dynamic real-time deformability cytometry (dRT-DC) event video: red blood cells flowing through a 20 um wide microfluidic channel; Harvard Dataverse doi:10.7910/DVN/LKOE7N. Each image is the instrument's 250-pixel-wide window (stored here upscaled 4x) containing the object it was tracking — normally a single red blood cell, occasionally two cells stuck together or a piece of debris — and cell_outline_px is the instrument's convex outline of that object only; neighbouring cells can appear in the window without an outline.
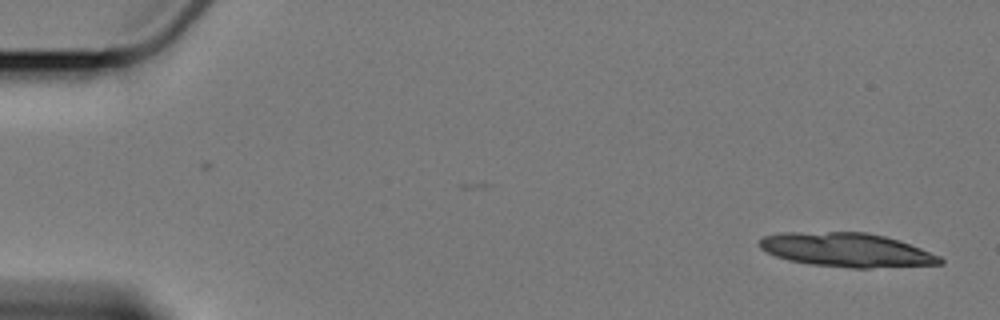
{"species": "Egyptian fruit bat (a non-hibernating species)", "species_latin": "Rousettus aegyptiacus", "temperature_condition": "cold", "stored_images_in_passage": 8, "camera_frame_rate_fps": 3000, "um_per_image_px": 0.085, "animal": {"sex": "female"}, "frame": {"image": 1, "passage_image": 1, "time_ms": 0.0, "image_size_px": [1000, 320], "cell_outline_px": [[944, 264], [868, 268], [852, 268], [812, 264], [788, 260], [776, 256], [760, 248], [760, 240], [764, 236], [780, 232], [868, 232], [900, 240], [940, 256], [944, 260]], "centroid_in_image_um": [71.99, 21.24], "position_along_channel_um": 13.0, "area_um2": 35.72}}
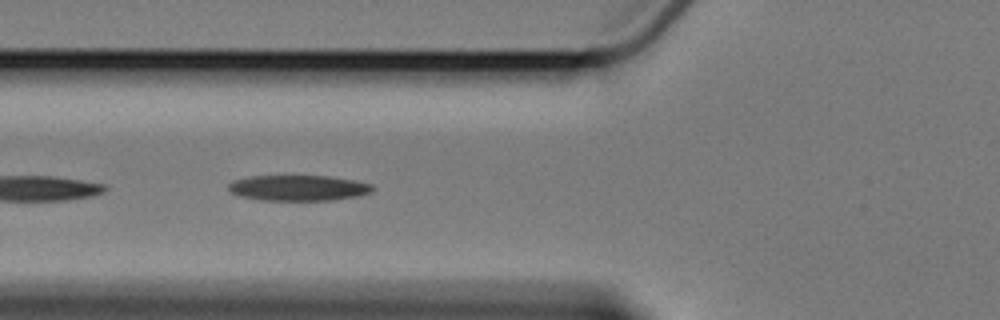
{"frame": {"image": 2, "passage_image": 6, "time_ms": 6.667, "image_size_px": [1000, 320], "cell_outline_px": [[376, 188], [372, 192], [360, 196], [332, 200], [260, 200], [240, 196], [232, 192], [228, 188], [228, 184], [232, 180], [248, 176], [328, 176], [356, 180], [372, 184]], "centroid_in_image_um": [25.4, 15.97], "position_along_channel_um": 100.4, "area_um2": 21.73}}
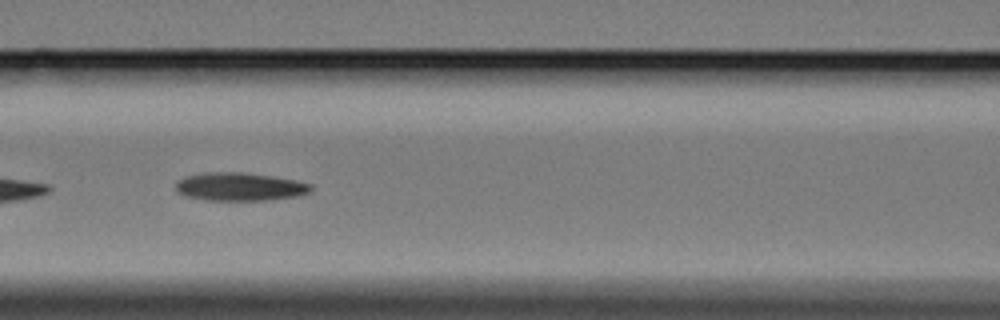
{"frame": {"image": 3, "passage_image": 7, "time_ms": 8.0, "image_size_px": [1000, 320], "cell_outline_px": [[312, 192], [300, 196], [272, 200], [204, 200], [184, 196], [176, 192], [176, 180], [184, 176], [204, 172], [244, 172], [272, 176], [296, 180], [312, 184]], "centroid_in_image_um": [20.38, 15.87], "position_along_channel_um": 146.2, "area_um2": 22.72}}